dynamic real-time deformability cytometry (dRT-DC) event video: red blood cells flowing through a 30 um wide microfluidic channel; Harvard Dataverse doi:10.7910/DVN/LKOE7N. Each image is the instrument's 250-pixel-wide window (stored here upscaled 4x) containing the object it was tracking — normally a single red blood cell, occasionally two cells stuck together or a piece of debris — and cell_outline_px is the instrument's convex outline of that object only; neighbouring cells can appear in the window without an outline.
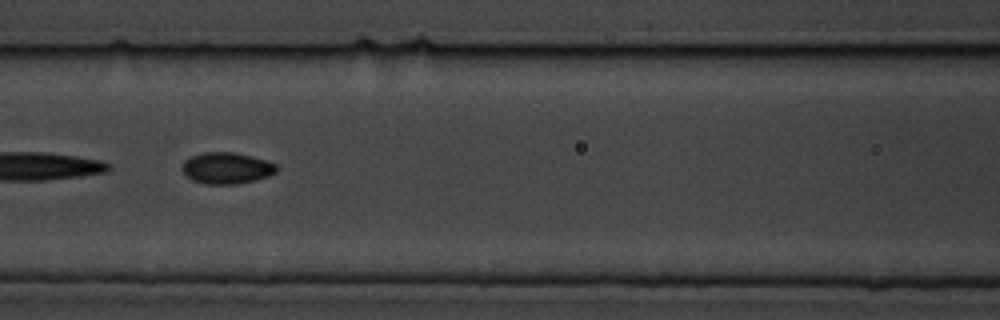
{"species": "common noctule bat (a hibernating species)", "species_latin": "Nyctalus noctula", "temperature_condition": "cold", "stored_images_in_passage": 21, "camera_frame_rate_fps": 3000, "um_per_image_px": 0.085, "animal": {"sex": "male", "body_mass_g": 19.5, "forearm_length_mm": 54.6}, "frame": {"image": 1, "passage_image": 15, "time_ms": 4.667, "image_size_px": [1000, 320], "cell_outline_px": [[276, 172], [268, 176], [256, 180], [236, 184], [204, 184], [192, 180], [180, 168], [184, 160], [192, 156], [204, 152], [232, 152], [252, 156], [276, 164]], "centroid_in_image_um": [19.24, 14.29], "position_along_channel_um": 147.4, "area_um2": 17.22}}